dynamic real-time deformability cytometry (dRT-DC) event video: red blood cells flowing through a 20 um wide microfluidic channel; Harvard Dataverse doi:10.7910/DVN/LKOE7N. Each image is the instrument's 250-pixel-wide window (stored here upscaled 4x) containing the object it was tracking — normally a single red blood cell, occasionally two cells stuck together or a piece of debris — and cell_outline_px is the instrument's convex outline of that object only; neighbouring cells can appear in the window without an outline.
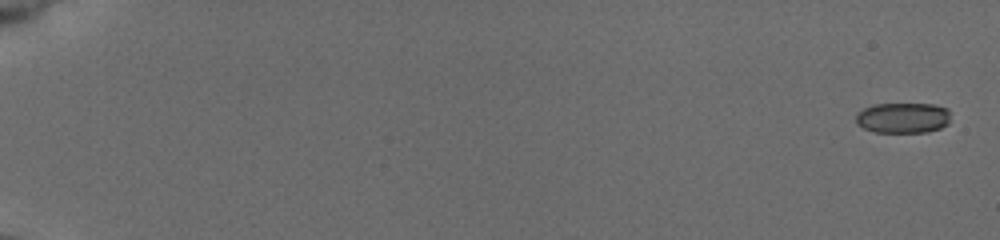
{"species": "common noctule bat (a hibernating species)", "species_latin": "Nyctalus noctula", "temperature_condition": "cold", "stored_images_in_passage": 5, "camera_frame_rate_fps": 3000, "um_per_image_px": 0.085, "animal": {"sex": "female", "body_mass_g": 19.5, "forearm_length_mm": 54.1}, "frame": {"image": 1, "passage_image": 1, "time_ms": 0.0, "image_size_px": [1000, 240], "cell_outline_px": [[948, 124], [940, 128], [928, 132], [876, 132], [864, 128], [856, 124], [856, 112], [872, 104], [936, 104], [948, 108]], "centroid_in_image_um": [76.73, 10.01], "position_along_channel_um": 8.3, "area_um2": 16.94}}